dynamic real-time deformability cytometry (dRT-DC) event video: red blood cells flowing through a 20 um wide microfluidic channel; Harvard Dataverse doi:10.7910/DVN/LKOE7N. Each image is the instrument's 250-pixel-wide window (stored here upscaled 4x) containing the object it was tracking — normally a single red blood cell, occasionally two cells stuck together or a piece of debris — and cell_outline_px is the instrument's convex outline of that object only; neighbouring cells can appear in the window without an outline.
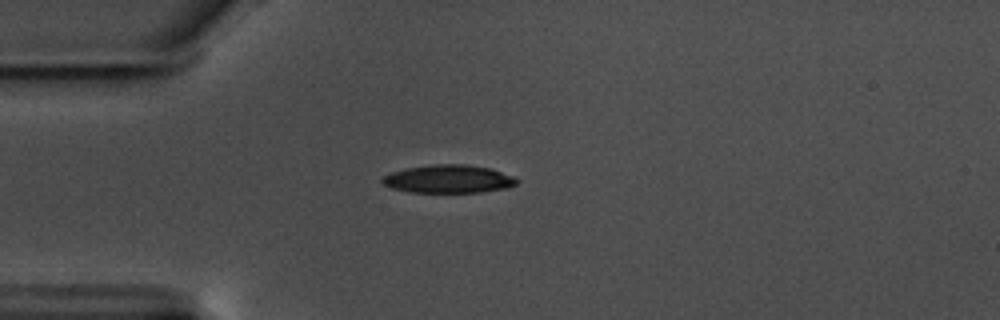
{"species": "common noctule bat (a hibernating species)", "species_latin": "Nyctalus noctula", "temperature_condition": "warm", "stored_images_in_passage": 43, "camera_frame_rate_fps": 3000, "um_per_image_px": 0.085, "animal": {"sex": "male", "body_mass_g": 17.5, "forearm_length_mm": 52.3}, "frame": {"image": 1, "passage_image": 1, "time_ms": 0.0, "image_size_px": [1000, 320], "cell_outline_px": [[516, 184], [508, 188], [480, 192], [408, 192], [392, 188], [380, 184], [380, 180], [384, 176], [392, 172], [408, 168], [436, 164], [464, 164], [492, 168], [512, 176], [516, 180]], "centroid_in_image_um": [38.1, 15.22], "position_along_channel_um": 46.9, "area_um2": 21.96}}
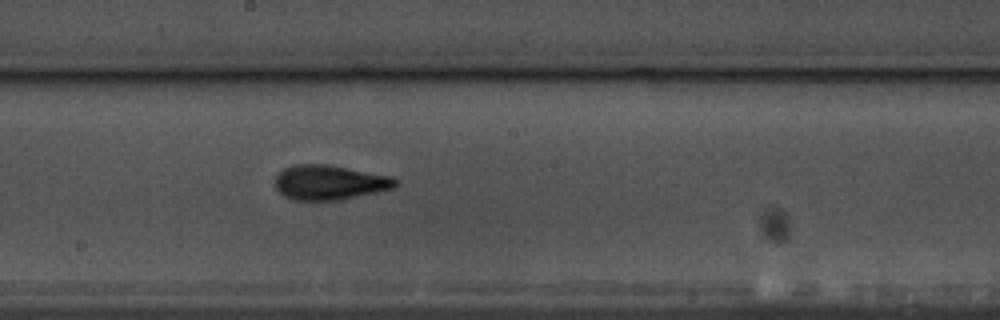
{"frame": {"image": 2, "passage_image": 17, "time_ms": 5.333, "image_size_px": [1000, 320], "cell_outline_px": [[400, 184], [392, 188], [376, 192], [340, 200], [296, 200], [284, 196], [276, 188], [276, 176], [284, 168], [296, 164], [328, 164], [392, 176]], "centroid_in_image_um": [28.03, 15.5], "position_along_channel_um": 220.2, "area_um2": 24.28}}
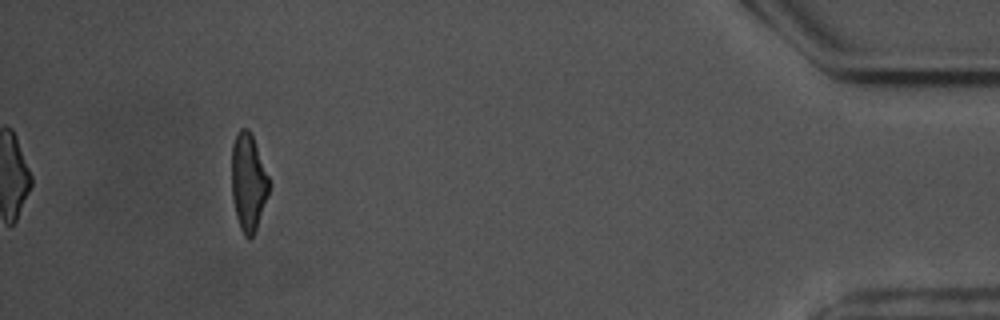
{"frame": {"image": 3, "passage_image": 39, "time_ms": 12.667, "image_size_px": [1000, 320], "cell_outline_px": [[268, 192], [256, 228], [252, 236], [248, 240], [244, 236], [240, 228], [236, 216], [232, 196], [232, 144], [236, 132], [240, 128], [248, 128], [252, 136], [268, 176]], "centroid_in_image_um": [21.07, 15.47], "position_along_channel_um": 414.1, "area_um2": 20.75}, "authors_computed_cell_mechanics": {"area_um2": 22.5998, "velocity_mm_per_s": 3.5495, "shape_relaxation_time_tau1_ms": 5.022, "shape_relaxation_time_tau2_ms": 2.1066, "deformation_change_tau1": 0.1881, "deformation_change_tau2": 0.096}}